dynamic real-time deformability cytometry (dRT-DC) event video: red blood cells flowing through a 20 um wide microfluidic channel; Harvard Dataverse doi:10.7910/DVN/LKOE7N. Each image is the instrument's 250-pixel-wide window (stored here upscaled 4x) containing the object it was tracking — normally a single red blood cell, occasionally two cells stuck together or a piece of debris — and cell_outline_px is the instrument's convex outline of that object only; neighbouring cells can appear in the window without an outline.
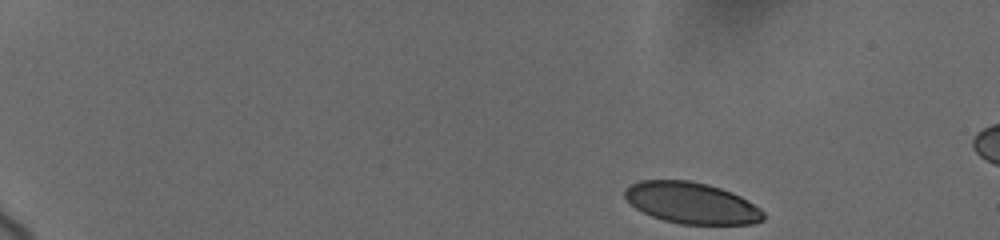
{"species": "human", "species_latin": "Homo sapiens", "temperature_condition": "cold", "stored_images_in_passage": 10, "camera_frame_rate_fps": 3000, "um_per_image_px": 0.085, "donor": {"sex": "female"}, "frame": {"image": 1, "passage_image": 1, "time_ms": 0.0, "image_size_px": [1000, 240], "cell_outline_px": [[764, 220], [752, 224], [680, 224], [664, 220], [652, 216], [636, 208], [624, 196], [624, 188], [640, 180], [688, 180], [708, 184], [732, 192], [740, 196], [760, 208], [764, 212]], "centroid_in_image_um": [58.79, 17.25], "position_along_channel_um": 26.2, "area_um2": 33.29}}
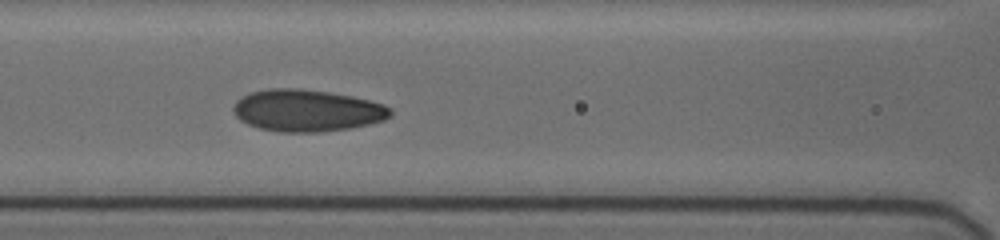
{"frame": {"image": 2, "passage_image": 9, "time_ms": 6.667, "image_size_px": [1000, 240], "cell_outline_px": [[392, 116], [384, 120], [352, 128], [320, 132], [280, 132], [260, 128], [248, 124], [240, 120], [232, 112], [232, 108], [236, 100], [240, 96], [252, 92], [268, 88], [300, 88], [328, 92], [352, 96], [384, 104], [392, 108]], "centroid_in_image_um": [26.08, 9.39], "position_along_channel_um": 140.5, "area_um2": 38.67}}
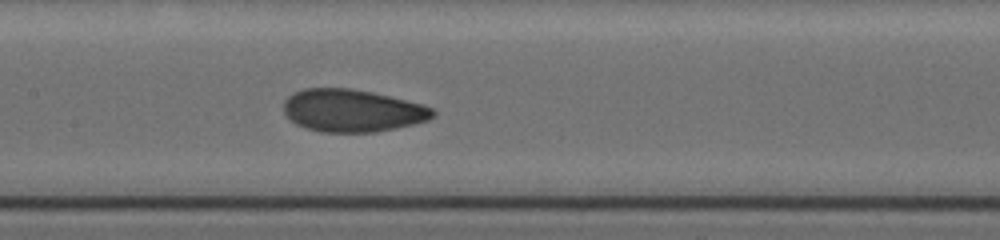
{"frame": {"image": 3, "passage_image": 10, "time_ms": 7.667, "image_size_px": [1000, 240], "cell_outline_px": [[436, 116], [428, 120], [396, 128], [376, 132], [320, 132], [304, 128], [296, 124], [284, 112], [284, 100], [288, 96], [304, 88], [348, 88], [372, 92], [424, 104], [432, 108], [436, 112]], "centroid_in_image_um": [29.96, 9.4], "position_along_channel_um": 177.4, "area_um2": 37.05}}